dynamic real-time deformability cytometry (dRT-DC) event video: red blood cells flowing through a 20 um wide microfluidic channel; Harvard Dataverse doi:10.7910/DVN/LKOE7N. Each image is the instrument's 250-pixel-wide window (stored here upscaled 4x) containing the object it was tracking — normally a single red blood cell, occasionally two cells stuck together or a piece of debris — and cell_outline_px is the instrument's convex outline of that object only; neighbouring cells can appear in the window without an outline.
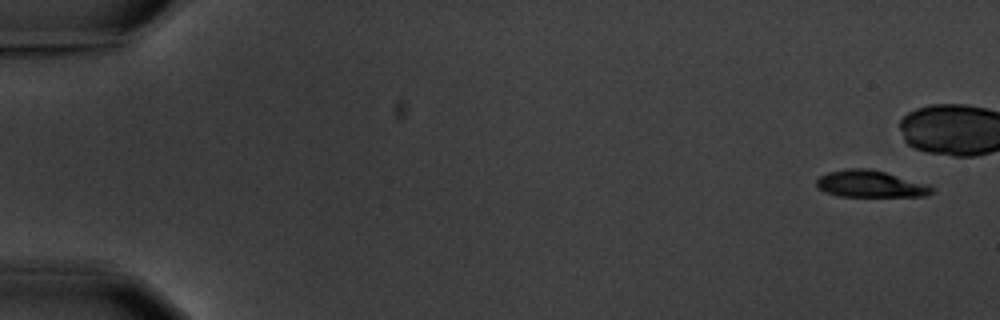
{"species": "common noctule bat (a hibernating species)", "species_latin": "Nyctalus noctula", "temperature_condition": "warm", "stored_images_in_passage": 8, "camera_frame_rate_fps": 3000, "um_per_image_px": 0.085, "animal": {"sex": "male", "body_mass_g": 20.1, "forearm_length_mm": 53.5}, "frame": {"image": 1, "passage_image": 1, "time_ms": 0.0, "image_size_px": [1000, 320], "cell_outline_px": [[936, 192], [924, 196], [840, 196], [828, 192], [820, 188], [816, 184], [816, 180], [820, 176], [828, 172], [852, 168], [868, 168], [884, 172], [928, 184], [936, 188]], "centroid_in_image_um": [74.05, 15.64], "position_along_channel_um": 11.0, "area_um2": 17.86}}